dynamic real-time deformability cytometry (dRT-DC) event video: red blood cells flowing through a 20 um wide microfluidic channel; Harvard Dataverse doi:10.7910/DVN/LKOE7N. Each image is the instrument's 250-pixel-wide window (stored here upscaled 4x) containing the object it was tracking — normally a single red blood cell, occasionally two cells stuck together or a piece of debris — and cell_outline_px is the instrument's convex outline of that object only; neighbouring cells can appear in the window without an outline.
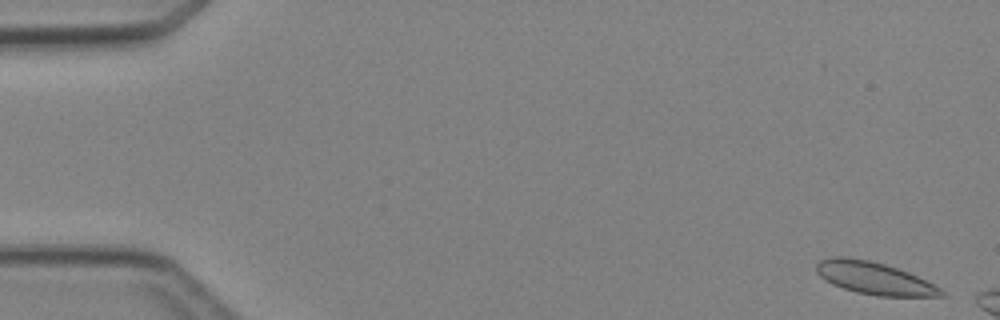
{"species": "Egyptian fruit bat (a non-hibernating species)", "species_latin": "Rousettus aegyptiacus", "temperature_condition": "cold", "stored_images_in_passage": 3, "camera_frame_rate_fps": 3000, "um_per_image_px": 0.085, "animal": {"sex": "female"}, "frame": {"image": 1, "passage_image": 1, "time_ms": 0.0, "image_size_px": [1000, 320], "cell_outline_px": [[944, 296], [876, 296], [856, 292], [832, 284], [820, 276], [816, 272], [816, 264], [820, 260], [836, 256], [844, 256], [868, 260], [884, 264], [908, 272], [940, 288], [944, 292]], "centroid_in_image_um": [74.27, 23.64], "position_along_channel_um": 10.7, "area_um2": 23.24}}